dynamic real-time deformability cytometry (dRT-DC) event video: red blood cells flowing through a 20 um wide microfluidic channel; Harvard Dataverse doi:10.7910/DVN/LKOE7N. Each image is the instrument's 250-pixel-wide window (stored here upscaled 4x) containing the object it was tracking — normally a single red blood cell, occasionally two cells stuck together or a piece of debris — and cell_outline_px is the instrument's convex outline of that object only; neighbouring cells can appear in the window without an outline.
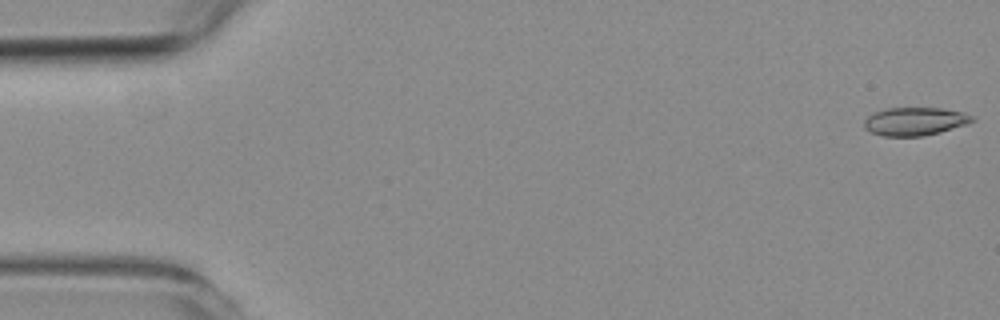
{"species": "common noctule bat (a hibernating species)", "species_latin": "Nyctalus noctula", "temperature_condition": "room temperature", "stored_images_in_passage": 54, "camera_frame_rate_fps": 3000, "um_per_image_px": 0.085, "animal": {"sex": "female", "body_mass_g": 19.3, "forearm_length_mm": 54.1}, "frame": {"image": 1, "passage_image": 1, "time_ms": 0.0, "image_size_px": [1000, 320], "cell_outline_px": [[976, 120], [968, 124], [940, 132], [924, 136], [884, 136], [872, 132], [864, 128], [864, 120], [868, 116], [876, 112], [888, 108], [940, 108], [964, 112], [972, 116]], "centroid_in_image_um": [77.8, 10.32], "position_along_channel_um": 7.2, "area_um2": 17.69}}
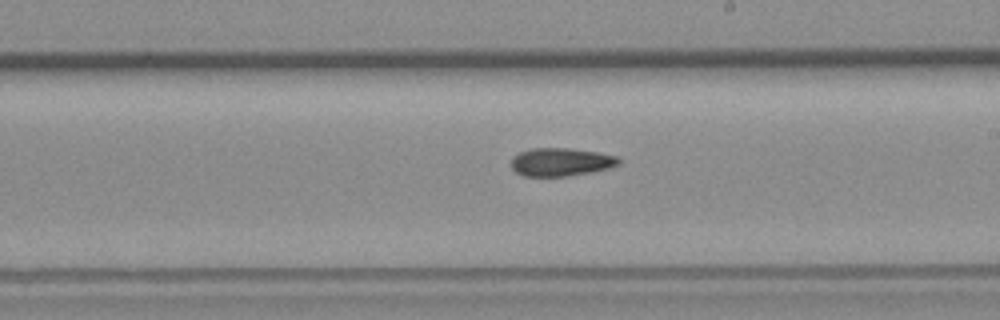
{"frame": {"image": 2, "passage_image": 31, "time_ms": 10.0, "image_size_px": [1000, 320], "cell_outline_px": [[620, 164], [608, 168], [592, 172], [568, 176], [524, 176], [516, 172], [512, 168], [512, 156], [520, 152], [532, 148], [568, 148], [596, 152], [620, 156]], "centroid_in_image_um": [47.69, 13.77], "position_along_channel_um": 241.3, "area_um2": 17.69}}
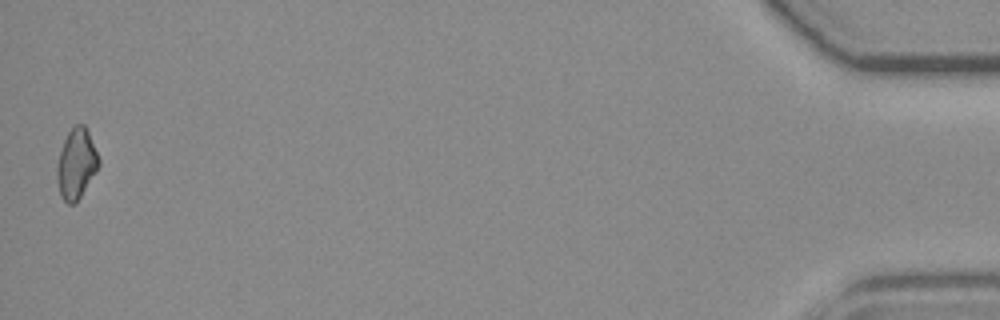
{"frame": {"image": 3, "passage_image": 54, "time_ms": 17.667, "image_size_px": [1000, 320], "cell_outline_px": [[100, 164], [96, 172], [80, 196], [72, 204], [68, 204], [60, 196], [56, 176], [56, 168], [60, 152], [64, 140], [68, 132], [76, 124], [84, 124], [88, 132], [100, 160]], "centroid_in_image_um": [6.48, 13.92], "position_along_channel_um": 428.7, "area_um2": 16.82}}